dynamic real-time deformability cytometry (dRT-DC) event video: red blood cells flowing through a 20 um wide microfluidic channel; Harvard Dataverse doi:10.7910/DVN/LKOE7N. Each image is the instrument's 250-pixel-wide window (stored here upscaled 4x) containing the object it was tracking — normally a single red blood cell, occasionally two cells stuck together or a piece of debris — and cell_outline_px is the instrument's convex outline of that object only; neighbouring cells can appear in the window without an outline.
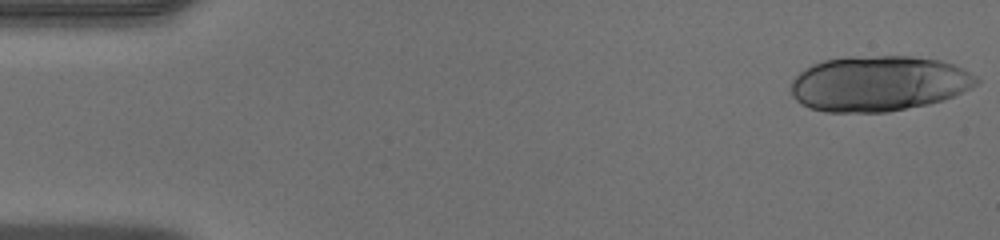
{"species": "human", "species_latin": "Homo sapiens", "temperature_condition": "warm", "stored_images_in_passage": 46, "camera_frame_rate_fps": 3000, "um_per_image_px": 0.085, "donor": {"sex": "male"}, "frame": {"image": 1, "passage_image": 1, "time_ms": 0.0, "image_size_px": [1000, 240], "cell_outline_px": [[980, 80], [972, 88], [944, 100], [928, 104], [888, 112], [824, 112], [808, 108], [800, 104], [792, 96], [792, 80], [804, 68], [812, 64], [824, 60], [848, 56], [912, 56], [940, 60], [952, 64], [976, 76]], "centroid_in_image_um": [74.66, 7.1], "position_along_channel_um": 10.3, "area_um2": 60.23}}
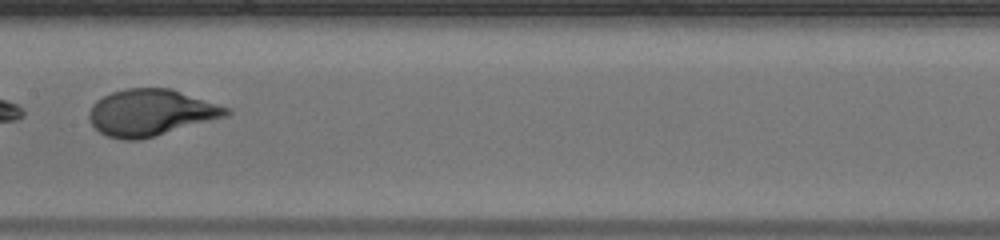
{"frame": {"image": 2, "passage_image": 24, "time_ms": 7.667, "image_size_px": [1000, 240], "cell_outline_px": [[232, 112], [228, 116], [140, 140], [124, 140], [108, 136], [100, 132], [88, 120], [88, 112], [92, 104], [96, 100], [112, 92], [128, 88], [172, 88], [232, 108]], "centroid_in_image_um": [12.85, 9.56], "position_along_channel_um": 194.6, "area_um2": 37.45}}
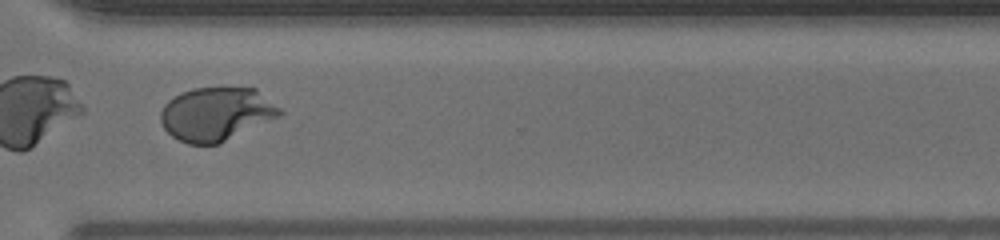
{"frame": {"image": 3, "passage_image": 35, "time_ms": 11.333, "image_size_px": [1000, 240], "cell_outline_px": [[284, 112], [280, 116], [220, 144], [188, 144], [172, 136], [164, 128], [160, 120], [160, 112], [164, 104], [168, 100], [192, 88], [256, 88], [280, 108]], "centroid_in_image_um": [18.39, 9.7], "position_along_channel_um": 352.2, "area_um2": 37.11}}